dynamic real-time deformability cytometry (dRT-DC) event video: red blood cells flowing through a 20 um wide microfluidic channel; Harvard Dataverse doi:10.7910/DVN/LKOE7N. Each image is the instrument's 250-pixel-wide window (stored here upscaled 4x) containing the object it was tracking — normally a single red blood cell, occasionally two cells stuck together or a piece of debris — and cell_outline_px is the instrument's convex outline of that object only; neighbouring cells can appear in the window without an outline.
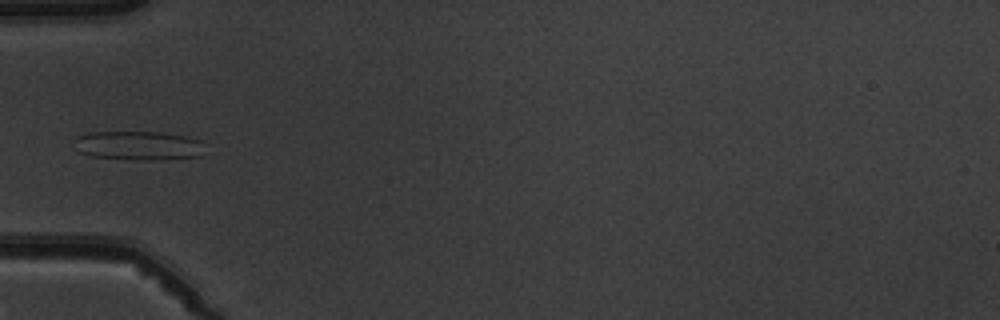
{"species": "common noctule bat (a hibernating species)", "species_latin": "Nyctalus noctula", "temperature_condition": "warm", "stored_images_in_passage": 7, "camera_frame_rate_fps": 3000, "um_per_image_px": 0.085, "animal": {"sex": "male", "body_mass_g": 19.5, "forearm_length_mm": 54.6}, "frame": {"image": 1, "passage_image": 6, "time_ms": 5.667, "image_size_px": [1000, 320], "cell_outline_px": [[208, 144], [204, 156], [168, 160], [136, 160], [92, 156], [80, 152], [72, 140], [76, 136], [88, 132], [160, 132], [188, 136], [200, 140]], "centroid_in_image_um": [11.89, 12.38], "position_along_channel_um": 73.1, "area_um2": 22.89}}
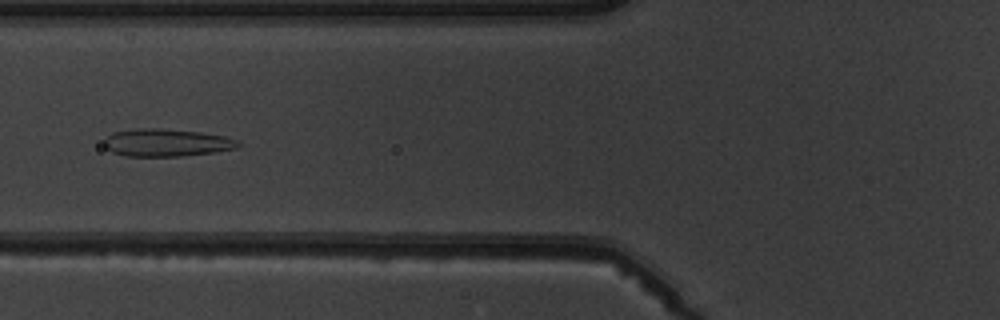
{"frame": {"image": 2, "passage_image": 7, "time_ms": 6.667, "image_size_px": [1000, 320], "cell_outline_px": [[240, 144], [236, 148], [212, 152], [180, 156], [124, 156], [112, 152], [104, 148], [104, 140], [112, 132], [140, 128], [160, 128], [200, 132], [224, 136], [240, 140]], "centroid_in_image_um": [14.12, 12.12], "position_along_channel_um": 111.7, "area_um2": 21.56}}